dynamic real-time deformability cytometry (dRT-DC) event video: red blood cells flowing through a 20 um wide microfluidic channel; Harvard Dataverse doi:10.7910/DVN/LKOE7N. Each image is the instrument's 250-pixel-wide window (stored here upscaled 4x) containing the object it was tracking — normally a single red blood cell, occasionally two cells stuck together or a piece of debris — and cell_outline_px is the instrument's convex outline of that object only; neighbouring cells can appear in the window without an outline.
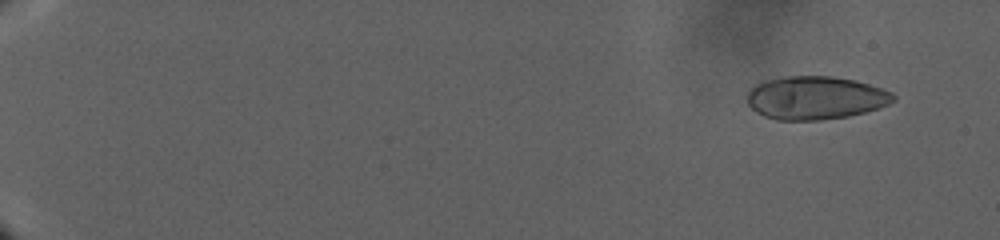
{"species": "human", "species_latin": "Homo sapiens", "temperature_condition": "warm", "stored_images_in_passage": 61, "camera_frame_rate_fps": 3000, "um_per_image_px": 0.085, "donor": {"sex": "male"}, "frame": {"image": 1, "passage_image": 6, "time_ms": 3.333, "image_size_px": [1000, 240], "cell_outline_px": [[896, 100], [888, 104], [864, 112], [848, 116], [820, 120], [776, 120], [764, 116], [756, 112], [748, 104], [748, 92], [756, 84], [768, 80], [784, 76], [832, 76], [856, 80], [892, 92], [896, 96]], "centroid_in_image_um": [69.32, 8.31], "position_along_channel_um": 15.7, "area_um2": 36.7}}
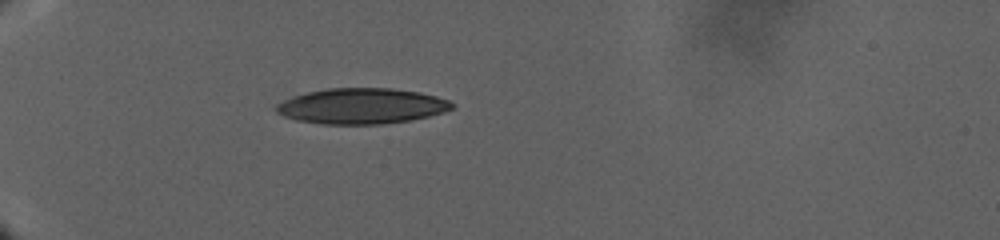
{"frame": {"image": 2, "passage_image": 48, "time_ms": 16.0, "image_size_px": [1000, 240], "cell_outline_px": [[456, 104], [452, 108], [444, 112], [428, 116], [408, 120], [380, 124], [320, 124], [296, 120], [284, 116], [276, 112], [276, 104], [292, 96], [308, 92], [328, 88], [392, 88], [420, 92], [436, 96], [448, 100]], "centroid_in_image_um": [30.73, 9.01], "position_along_channel_um": 54.3, "area_um2": 36.47}}
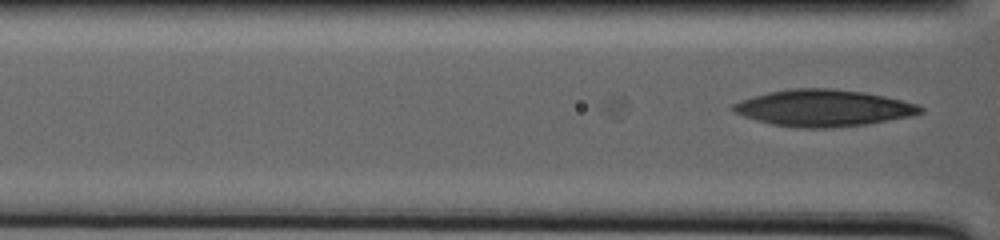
{"frame": {"image": 3, "passage_image": 61, "time_ms": 20.667, "image_size_px": [1000, 240], "cell_outline_px": [[924, 112], [912, 116], [868, 124], [832, 128], [796, 128], [772, 124], [756, 120], [732, 112], [732, 104], [740, 100], [768, 92], [792, 88], [832, 88], [864, 92], [884, 96], [916, 104], [924, 108]], "centroid_in_image_um": [69.98, 9.19], "position_along_channel_um": 96.6, "area_um2": 40.17}}